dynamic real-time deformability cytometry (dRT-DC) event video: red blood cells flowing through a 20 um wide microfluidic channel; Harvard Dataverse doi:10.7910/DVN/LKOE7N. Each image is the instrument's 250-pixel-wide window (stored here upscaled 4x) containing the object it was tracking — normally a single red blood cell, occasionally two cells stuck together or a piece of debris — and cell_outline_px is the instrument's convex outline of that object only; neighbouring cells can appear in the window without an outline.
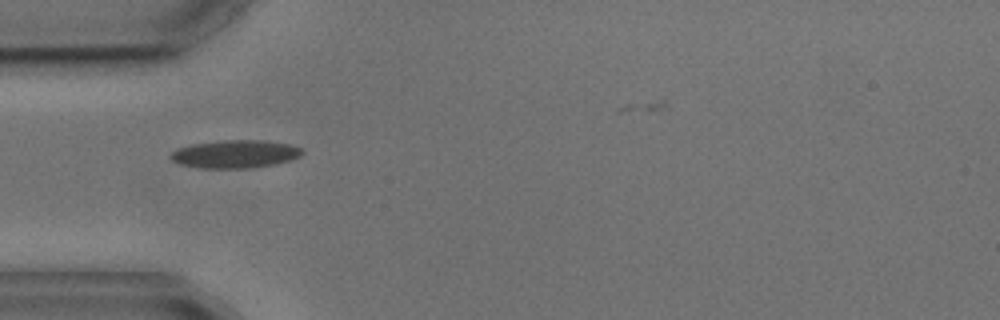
{"species": "common noctule bat (a hibernating species)", "species_latin": "Nyctalus noctula", "temperature_condition": "cold", "stored_images_in_passage": 1, "camera_frame_rate_fps": 3000, "um_per_image_px": 0.085, "animal": {"sex": "male", "body_mass_g": 17.9, "forearm_length_mm": 54.2}, "frame": {"image": 1, "passage_image": 1, "time_ms": 0.0, "image_size_px": [1000, 320], "cell_outline_px": [[304, 152], [300, 156], [292, 160], [276, 164], [252, 168], [200, 168], [180, 164], [172, 160], [168, 156], [172, 152], [180, 148], [192, 144], [224, 140], [264, 140], [288, 144], [300, 148]], "centroid_in_image_um": [20.01, 13.1], "position_along_channel_um": 65.0, "area_um2": 21.44}}